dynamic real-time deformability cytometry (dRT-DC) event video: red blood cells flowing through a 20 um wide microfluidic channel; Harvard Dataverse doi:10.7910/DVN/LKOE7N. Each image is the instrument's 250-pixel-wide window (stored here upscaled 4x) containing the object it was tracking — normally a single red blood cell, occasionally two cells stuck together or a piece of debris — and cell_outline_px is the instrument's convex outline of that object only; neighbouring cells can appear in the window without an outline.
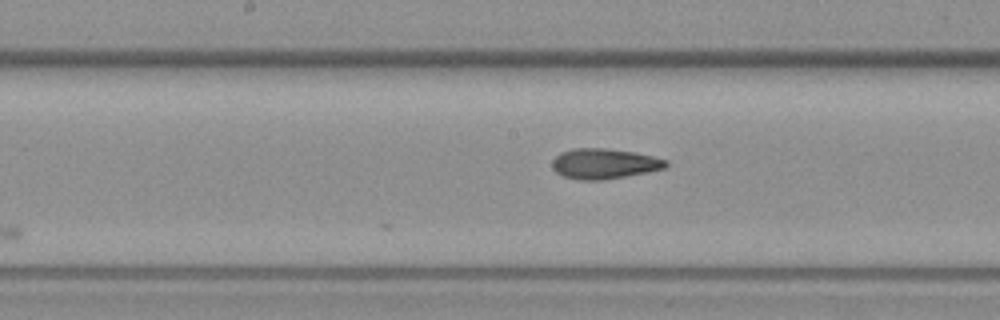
{"species": "common noctule bat (a hibernating species)", "species_latin": "Nyctalus noctula", "temperature_condition": "warm", "stored_images_in_passage": 7, "camera_frame_rate_fps": 3000, "um_per_image_px": 0.085, "animal": {"sex": "female", "body_mass_g": 19.3, "forearm_length_mm": 54.1}, "frame": {"image": 1, "passage_image": 7, "time_ms": 8.0, "image_size_px": [1000, 320], "cell_outline_px": [[668, 164], [664, 168], [648, 172], [604, 180], [580, 180], [564, 176], [556, 172], [552, 168], [552, 160], [560, 152], [572, 148], [604, 148], [636, 152], [668, 160]], "centroid_in_image_um": [51.35, 13.91], "position_along_channel_um": 196.9, "area_um2": 20.17}}